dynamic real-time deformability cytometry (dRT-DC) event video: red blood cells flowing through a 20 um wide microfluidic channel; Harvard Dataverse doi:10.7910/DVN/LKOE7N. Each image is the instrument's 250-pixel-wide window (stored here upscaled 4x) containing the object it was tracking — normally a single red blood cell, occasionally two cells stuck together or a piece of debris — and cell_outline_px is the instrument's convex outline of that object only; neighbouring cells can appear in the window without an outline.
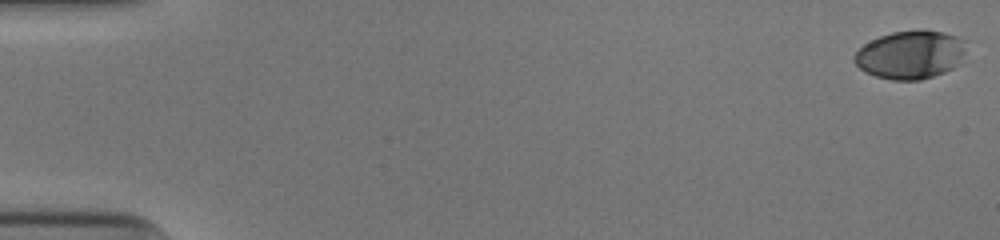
{"species": "human", "species_latin": "Homo sapiens", "temperature_condition": "cold", "stored_images_in_passage": 47, "camera_frame_rate_fps": 3000, "um_per_image_px": 0.085, "donor": {"sex": "male"}, "frame": {"image": 1, "passage_image": 1, "time_ms": 0.0, "image_size_px": [1000, 240], "cell_outline_px": [[964, 52], [956, 64], [952, 68], [944, 72], [920, 80], [892, 80], [876, 76], [864, 72], [852, 60], [852, 56], [864, 44], [880, 36], [892, 32], [916, 28], [924, 28], [944, 32], [960, 36], [964, 40]], "centroid_in_image_um": [77.36, 4.62], "position_along_channel_um": 7.6, "area_um2": 31.73}}
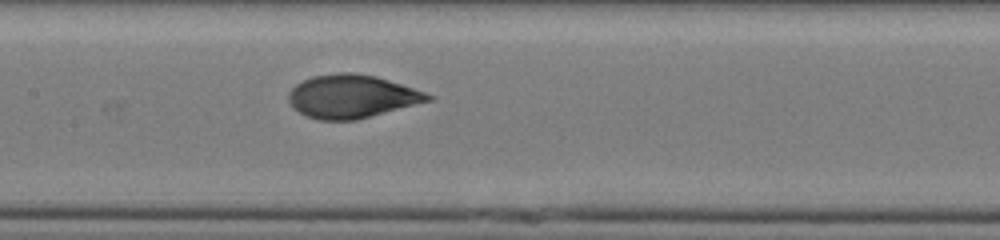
{"frame": {"image": 2, "passage_image": 27, "time_ms": 8.667, "image_size_px": [1000, 240], "cell_outline_px": [[436, 96], [432, 100], [356, 120], [320, 120], [308, 116], [292, 108], [288, 100], [288, 92], [296, 84], [312, 76], [340, 72], [352, 72], [376, 76]], "centroid_in_image_um": [29.88, 8.19], "position_along_channel_um": 177.5, "area_um2": 34.97}}
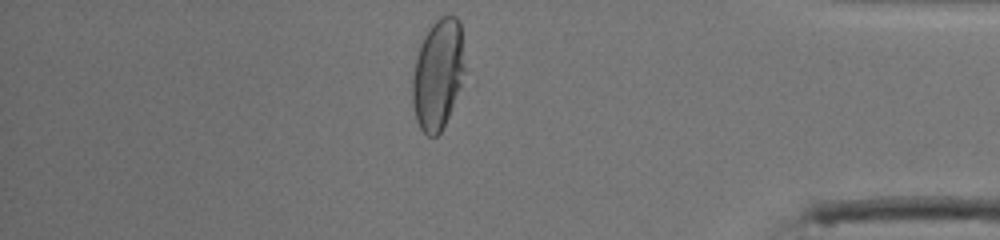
{"frame": {"image": 3, "passage_image": 46, "time_ms": 15.0, "image_size_px": [1000, 240], "cell_outline_px": [[464, 72], [460, 84], [448, 116], [440, 132], [436, 136], [428, 136], [420, 128], [416, 120], [412, 104], [412, 76], [416, 56], [420, 44], [428, 28], [440, 16], [448, 12], [456, 16], [460, 20], [464, 68]], "centroid_in_image_um": [37.19, 6.25], "position_along_channel_um": 398.0, "area_um2": 33.52}, "authors_computed_cell_mechanics": {"area_um2": 34.391, "velocity_mm_per_s": 3.9385, "shape_relaxation_time_tau1_ms": 5.7798, "shape_relaxation_time_tau2_ms": null, "deformation_change_tau1": 0.226, "deformation_change_tau2": null}}